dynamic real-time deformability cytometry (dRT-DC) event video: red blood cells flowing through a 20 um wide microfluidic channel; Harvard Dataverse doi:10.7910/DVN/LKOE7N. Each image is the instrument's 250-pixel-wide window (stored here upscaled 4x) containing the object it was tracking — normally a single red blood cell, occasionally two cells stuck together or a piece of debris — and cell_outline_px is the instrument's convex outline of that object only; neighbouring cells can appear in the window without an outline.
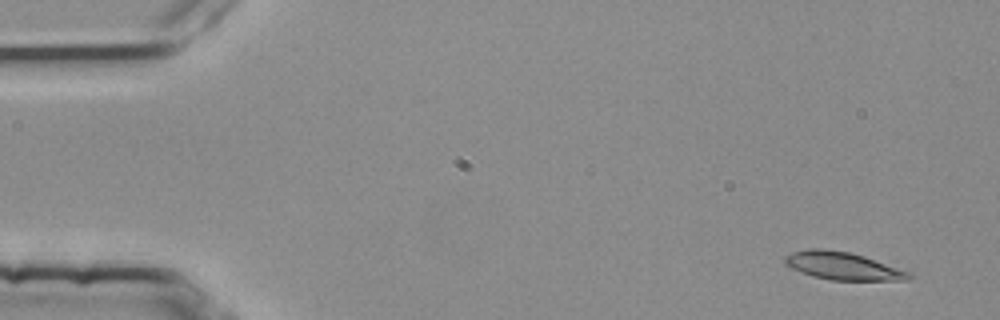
{"species": "common noctule bat (a hibernating species)", "species_latin": "Nyctalus noctula", "temperature_condition": "room temperature", "stored_images_in_passage": 4, "camera_frame_rate_fps": 3000, "um_per_image_px": 0.085, "animal": {"sex": "female", "body_mass_g": 25.1}, "frame": {"image": 1, "passage_image": 1, "time_ms": 0.0, "image_size_px": [1000, 320], "cell_outline_px": [[916, 276], [912, 280], [832, 280], [812, 276], [792, 268], [784, 264], [784, 256], [792, 252], [812, 248], [820, 248], [848, 252], [864, 256], [912, 272]], "centroid_in_image_um": [71.69, 22.61], "position_along_channel_um": 13.3, "area_um2": 20.17}}
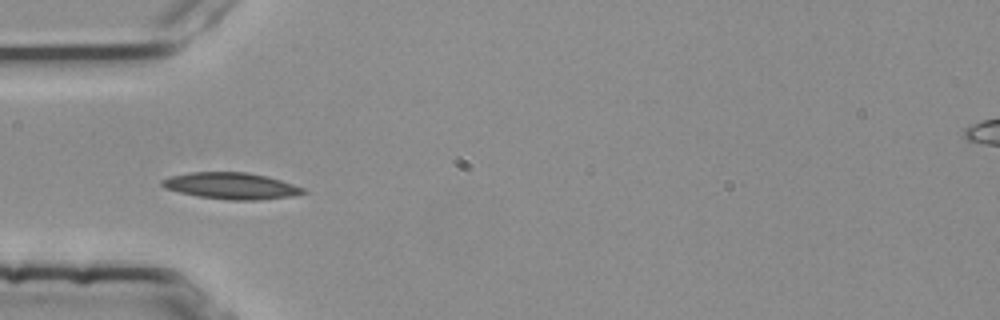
{"frame": {"image": 2, "passage_image": 4, "time_ms": 1.0, "image_size_px": [1000, 320], "cell_outline_px": [[308, 192], [292, 196], [252, 200], [228, 200], [196, 196], [164, 188], [160, 184], [160, 180], [172, 176], [192, 172], [248, 172], [268, 176], [304, 188]], "centroid_in_image_um": [19.64, 15.79], "position_along_channel_um": 65.4, "area_um2": 21.73}}